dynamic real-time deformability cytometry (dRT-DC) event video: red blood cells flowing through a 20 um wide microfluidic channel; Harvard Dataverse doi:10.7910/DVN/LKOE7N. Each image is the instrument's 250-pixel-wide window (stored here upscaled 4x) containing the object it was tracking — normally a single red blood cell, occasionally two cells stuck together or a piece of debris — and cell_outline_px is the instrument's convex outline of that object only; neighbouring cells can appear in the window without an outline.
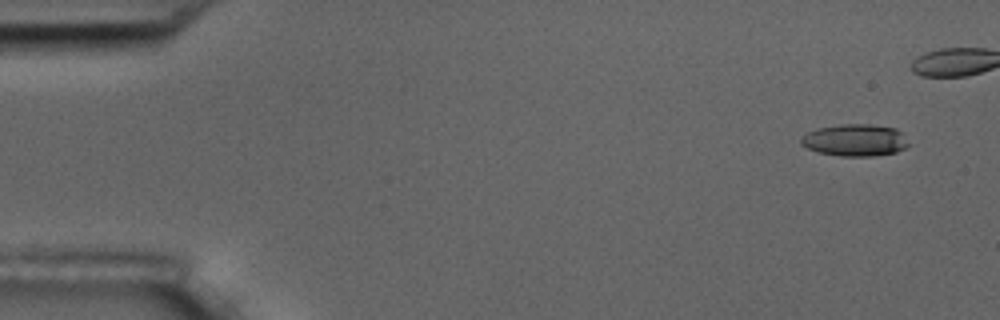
{"species": "common noctule bat (a hibernating species)", "species_latin": "Nyctalus noctula", "temperature_condition": "room temperature", "stored_images_in_passage": 6, "camera_frame_rate_fps": 3000, "um_per_image_px": 0.085, "animal": {"sex": "male", "body_mass_g": 17.5, "forearm_length_mm": 52.3}, "frame": {"image": 1, "passage_image": 1, "time_ms": 0.0, "image_size_px": [1000, 320], "cell_outline_px": [[908, 144], [904, 148], [896, 152], [876, 156], [840, 156], [820, 152], [808, 148], [800, 144], [800, 140], [808, 132], [816, 128], [840, 124], [872, 124], [896, 128], [900, 132]], "centroid_in_image_um": [72.66, 11.91], "position_along_channel_um": 12.3, "area_um2": 19.94}}
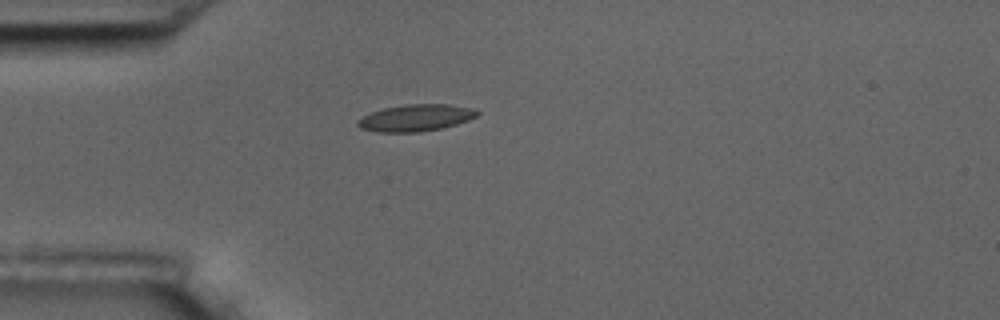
{"frame": {"image": 2, "passage_image": 6, "time_ms": 5.667, "image_size_px": [1000, 320], "cell_outline_px": [[480, 112], [476, 116], [468, 120], [456, 124], [440, 128], [420, 132], [376, 132], [360, 128], [356, 124], [356, 120], [372, 112], [384, 108], [404, 104], [448, 104], [472, 108]], "centroid_in_image_um": [35.31, 10.01], "position_along_channel_um": 49.7, "area_um2": 18.61}}